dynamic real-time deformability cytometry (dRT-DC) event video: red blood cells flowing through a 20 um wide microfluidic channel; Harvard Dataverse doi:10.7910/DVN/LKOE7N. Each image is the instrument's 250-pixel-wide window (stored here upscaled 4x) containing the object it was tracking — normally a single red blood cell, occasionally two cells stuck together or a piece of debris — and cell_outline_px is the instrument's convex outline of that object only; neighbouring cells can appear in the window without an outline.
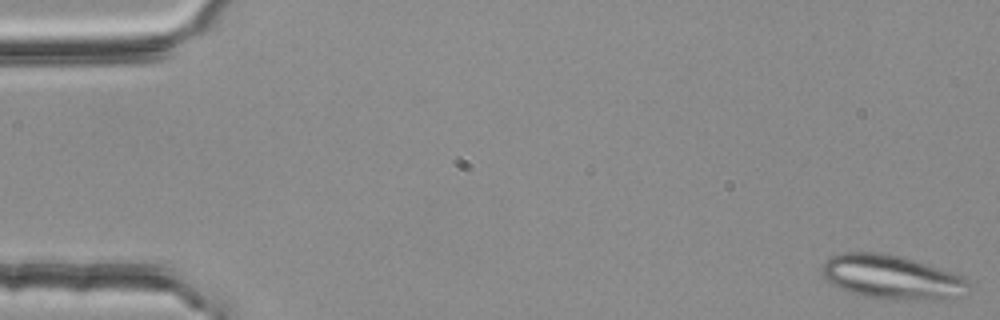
{"species": "common noctule bat (a hibernating species)", "species_latin": "Nyctalus noctula", "temperature_condition": "room temperature", "stored_images_in_passage": 36, "segment_of_instrument_passage": [1, 2], "camera_frame_rate_fps": 3000, "um_per_image_px": 0.085, "animal": {"sex": "female", "body_mass_g": 25.1}, "frame": {"image": 1, "passage_image": 1, "time_ms": 0.0, "image_size_px": [1000, 320], "cell_outline_px": [[968, 284], [964, 296], [936, 300], [896, 300], [864, 296], [840, 288], [824, 280], [820, 272], [820, 268], [832, 256], [840, 252], [880, 252], [900, 256], [928, 264], [964, 276]], "centroid_in_image_um": [75.79, 23.56], "position_along_channel_um": 9.2, "area_um2": 37.86}}